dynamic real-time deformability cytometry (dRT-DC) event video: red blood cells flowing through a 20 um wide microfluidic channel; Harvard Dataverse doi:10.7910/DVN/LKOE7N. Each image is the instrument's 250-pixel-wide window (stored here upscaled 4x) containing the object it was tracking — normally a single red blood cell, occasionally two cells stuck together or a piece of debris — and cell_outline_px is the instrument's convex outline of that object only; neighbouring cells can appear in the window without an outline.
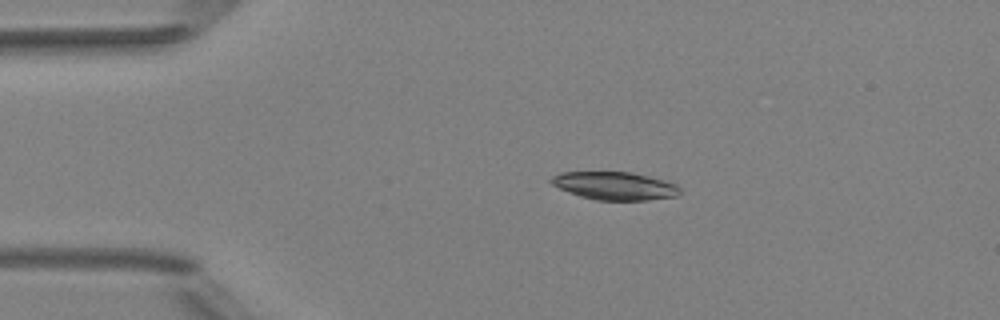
{"species": "Egyptian fruit bat (a non-hibernating species)", "species_latin": "Rousettus aegyptiacus", "temperature_condition": "room temperature", "stored_images_in_passage": 5, "camera_frame_rate_fps": 3000, "um_per_image_px": 0.085, "animal": {"sex": "female"}, "frame": {"image": 1, "passage_image": 3, "time_ms": 2.333, "image_size_px": [1000, 320], "cell_outline_px": [[680, 192], [676, 196], [648, 200], [596, 200], [580, 196], [568, 192], [552, 184], [548, 180], [552, 176], [560, 172], [632, 172], [664, 180], [676, 184], [680, 188]], "centroid_in_image_um": [52.24, 15.79], "position_along_channel_um": 32.8, "area_um2": 20.98}}
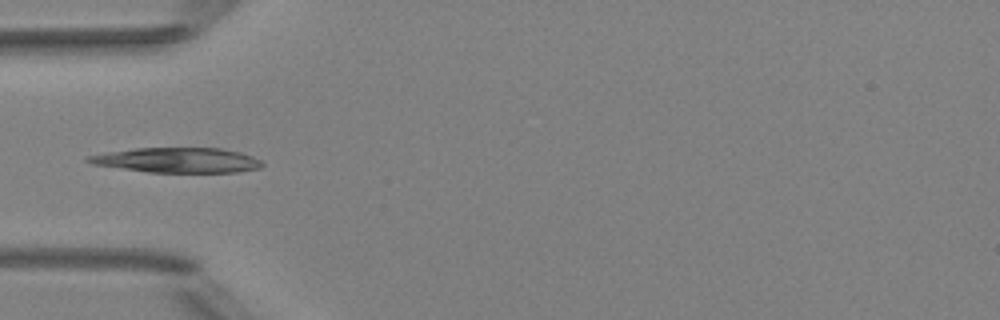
{"frame": {"image": 2, "passage_image": 5, "time_ms": 4.333, "image_size_px": [1000, 320], "cell_outline_px": [[264, 164], [260, 168], [236, 172], [148, 172], [92, 164], [84, 160], [84, 156], [108, 152], [136, 148], [220, 148], [240, 152], [252, 156], [260, 160]], "centroid_in_image_um": [15.05, 13.61], "position_along_channel_um": 69.9, "area_um2": 25.26}}